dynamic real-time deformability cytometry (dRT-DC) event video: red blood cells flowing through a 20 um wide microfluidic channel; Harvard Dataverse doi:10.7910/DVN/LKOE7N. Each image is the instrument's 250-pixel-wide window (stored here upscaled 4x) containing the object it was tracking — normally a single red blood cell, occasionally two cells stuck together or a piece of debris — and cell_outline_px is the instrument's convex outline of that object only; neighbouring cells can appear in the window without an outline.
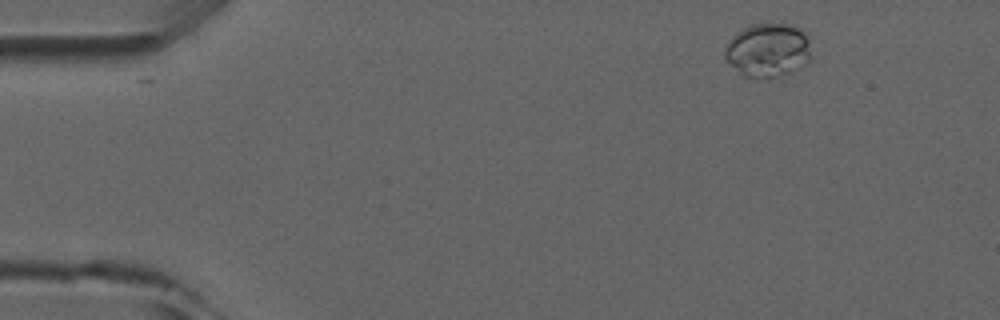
{"species": "common noctule bat (a hibernating species)", "species_latin": "Nyctalus noctula", "temperature_condition": "room temperature", "stored_images_in_passage": 6, "camera_frame_rate_fps": 3000, "um_per_image_px": 0.085, "animal": {"sex": "male", "forearm_length_mm": 52.5}, "frame": {"image": 1, "passage_image": 1, "time_ms": 0.0, "image_size_px": [1000, 320], "cell_outline_px": [[812, 60], [808, 64], [792, 72], [772, 76], [744, 76], [724, 56], [724, 48], [728, 40], [740, 28], [748, 24], [792, 24], [800, 28], [804, 32], [808, 40], [812, 56]], "centroid_in_image_um": [65.3, 4.22], "position_along_channel_um": 19.7, "area_um2": 27.11}}
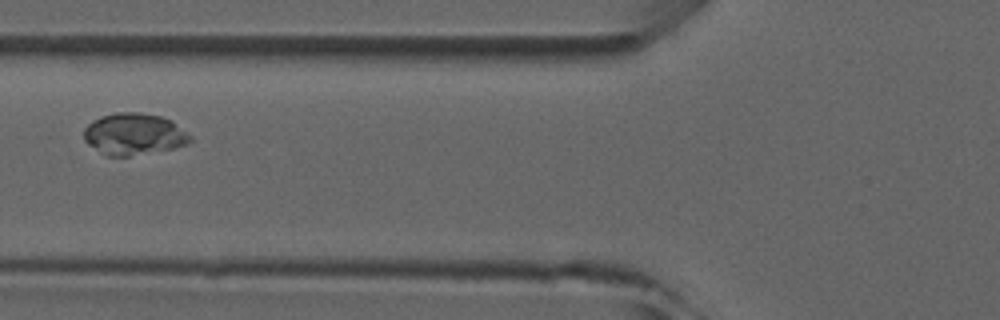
{"frame": {"image": 2, "passage_image": 5, "time_ms": 4.667, "image_size_px": [1000, 320], "cell_outline_px": [[192, 140], [188, 144], [172, 148], [128, 156], [108, 156], [100, 152], [88, 144], [84, 140], [84, 128], [92, 120], [100, 116], [116, 112], [140, 112], [160, 116], [172, 120], [192, 136]], "centroid_in_image_um": [11.38, 11.38], "position_along_channel_um": 114.4, "area_um2": 25.89}}
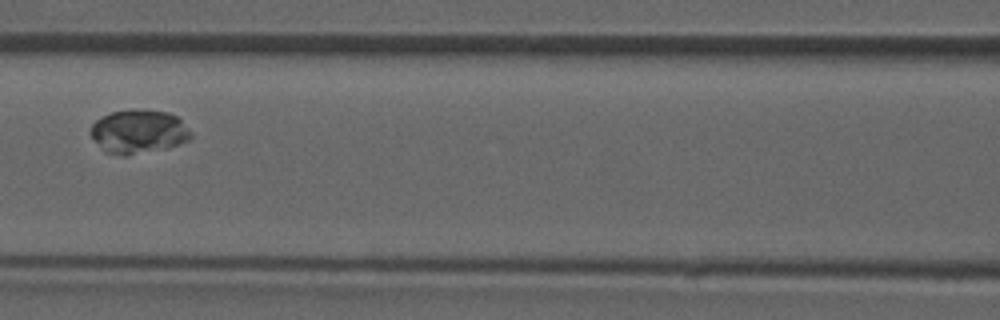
{"frame": {"image": 3, "passage_image": 6, "time_ms": 5.667, "image_size_px": [1000, 320], "cell_outline_px": [[192, 136], [188, 140], [168, 148], [128, 156], [124, 156], [104, 152], [88, 132], [92, 124], [96, 120], [112, 112], [128, 108], [132, 108], [168, 112], [176, 116], [192, 132]], "centroid_in_image_um": [11.76, 11.19], "position_along_channel_um": 154.8, "area_um2": 25.89}}